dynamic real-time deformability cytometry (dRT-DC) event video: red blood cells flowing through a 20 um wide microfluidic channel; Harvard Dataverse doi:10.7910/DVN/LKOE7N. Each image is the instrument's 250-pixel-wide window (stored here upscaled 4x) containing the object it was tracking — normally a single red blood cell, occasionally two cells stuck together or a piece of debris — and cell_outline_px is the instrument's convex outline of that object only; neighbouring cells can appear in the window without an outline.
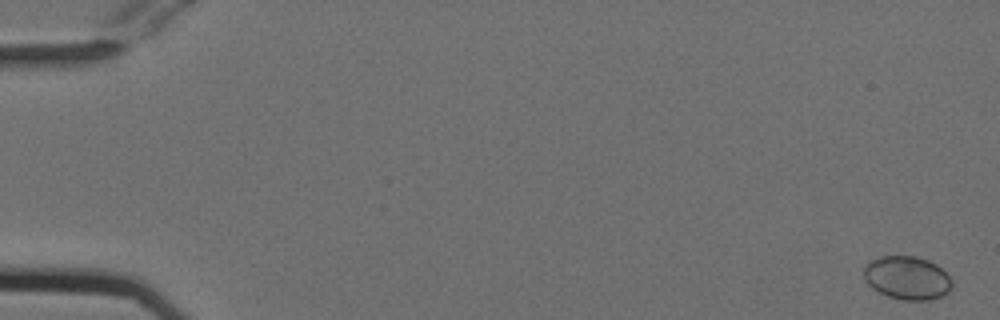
{"species": "Egyptian fruit bat (a non-hibernating species)", "species_latin": "Rousettus aegyptiacus", "temperature_condition": "cold", "stored_images_in_passage": 16, "camera_frame_rate_fps": 3000, "um_per_image_px": 0.085, "animal": {"sex": "female"}, "frame": {"image": 1, "passage_image": 2, "time_ms": 0.333, "image_size_px": [1000, 320], "cell_outline_px": [[952, 288], [948, 292], [940, 296], [928, 300], [904, 300], [888, 296], [872, 288], [864, 280], [864, 268], [872, 260], [880, 256], [916, 256], [928, 260], [936, 264], [952, 280]], "centroid_in_image_um": [77.11, 23.62], "position_along_channel_um": 7.9, "area_um2": 22.14}}
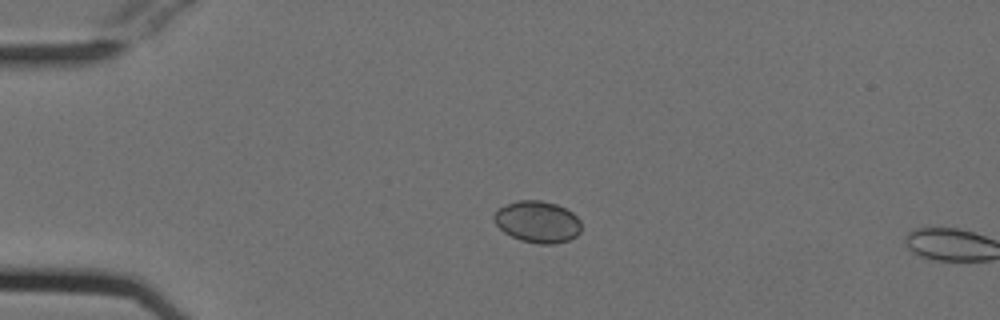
{"frame": {"image": 2, "passage_image": 14, "time_ms": 4.333, "image_size_px": [1000, 320], "cell_outline_px": [[580, 232], [576, 236], [568, 240], [552, 244], [540, 244], [520, 240], [504, 232], [496, 224], [492, 216], [496, 208], [516, 200], [540, 200], [556, 204], [572, 212], [580, 220]], "centroid_in_image_um": [45.66, 18.84], "position_along_channel_um": 39.3, "area_um2": 21.27}}